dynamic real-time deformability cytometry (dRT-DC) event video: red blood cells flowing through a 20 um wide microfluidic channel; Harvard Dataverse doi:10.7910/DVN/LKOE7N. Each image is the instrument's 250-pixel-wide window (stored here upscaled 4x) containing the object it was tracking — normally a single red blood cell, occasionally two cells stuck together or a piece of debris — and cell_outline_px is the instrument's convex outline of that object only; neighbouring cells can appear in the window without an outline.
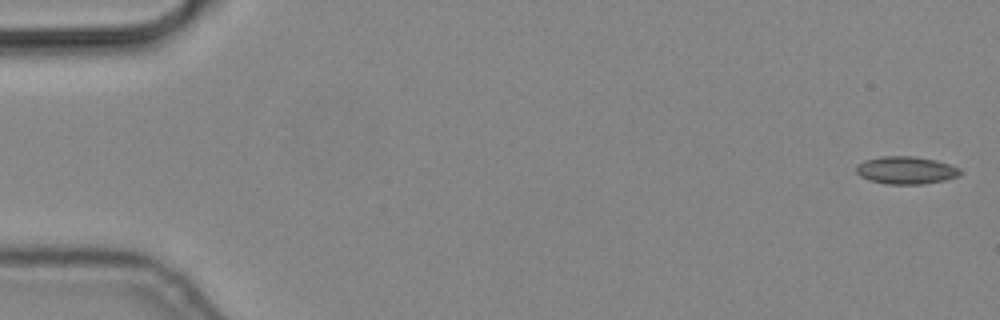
{"species": "common noctule bat (a hibernating species)", "species_latin": "Nyctalus noctula", "temperature_condition": "cold", "stored_images_in_passage": 6, "camera_frame_rate_fps": 3000, "um_per_image_px": 0.085, "animal": {"sex": "male", "body_mass_g": 19.2, "forearm_length_mm": 51.8}, "frame": {"image": 1, "passage_image": 1, "time_ms": 0.0, "image_size_px": [1000, 320], "cell_outline_px": [[964, 172], [960, 176], [944, 180], [924, 184], [888, 184], [868, 180], [860, 176], [856, 172], [856, 164], [864, 160], [880, 156], [916, 156], [936, 160], [960, 168]], "centroid_in_image_um": [77.02, 14.46], "position_along_channel_um": 8.0, "area_um2": 16.99}}
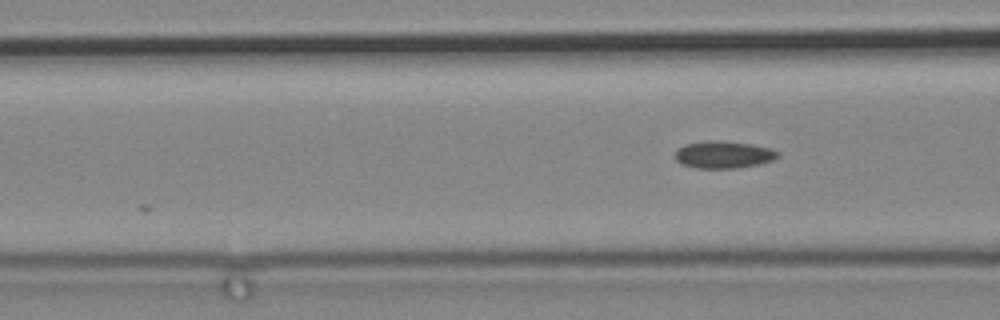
{"frame": {"image": 2, "passage_image": 6, "time_ms": 1.667, "image_size_px": [1000, 320], "cell_outline_px": [[780, 156], [772, 160], [760, 164], [736, 168], [696, 168], [680, 164], [676, 160], [676, 148], [684, 144], [708, 140], [720, 140], [752, 144], [772, 148], [780, 152]], "centroid_in_image_um": [61.51, 13.13], "position_along_channel_um": 105.1, "area_um2": 16.59}}